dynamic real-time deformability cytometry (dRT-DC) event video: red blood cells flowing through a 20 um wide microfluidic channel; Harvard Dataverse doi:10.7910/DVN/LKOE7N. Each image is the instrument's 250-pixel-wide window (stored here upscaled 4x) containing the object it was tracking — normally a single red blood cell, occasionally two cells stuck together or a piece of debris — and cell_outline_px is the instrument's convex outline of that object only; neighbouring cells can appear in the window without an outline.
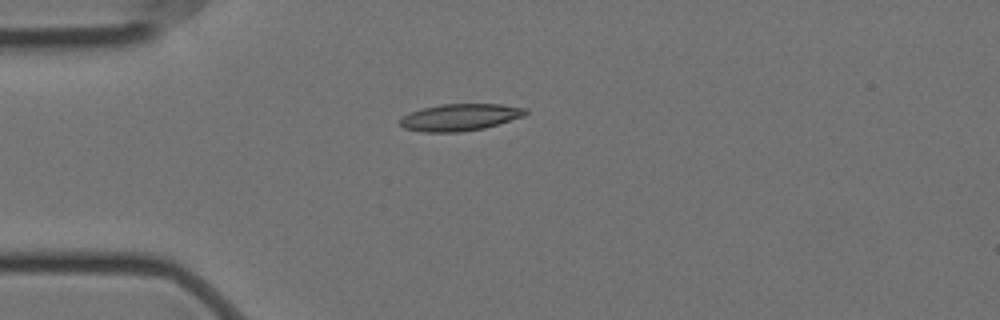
{"species": "Egyptian fruit bat (a non-hibernating species)", "species_latin": "Rousettus aegyptiacus", "temperature_condition": "cold", "stored_images_in_passage": 12, "camera_frame_rate_fps": 3000, "um_per_image_px": 0.085, "animal": {"sex": "female"}, "frame": {"image": 1, "passage_image": 1, "time_ms": 0.0, "image_size_px": [1000, 320], "cell_outline_px": [[528, 112], [524, 116], [484, 128], [460, 132], [424, 132], [404, 128], [400, 124], [400, 116], [408, 112], [420, 108], [440, 104], [500, 104], [528, 108]], "centroid_in_image_um": [39.07, 9.96], "position_along_channel_um": 45.9, "area_um2": 19.88}}
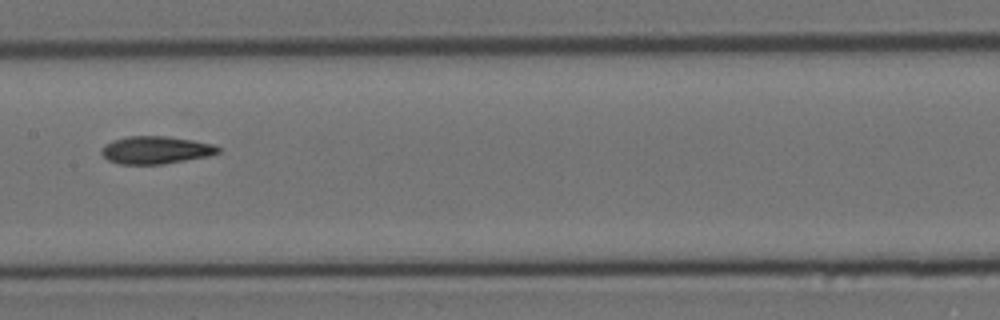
{"frame": {"image": 2, "passage_image": 5, "time_ms": 1.333, "image_size_px": [1000, 320], "cell_outline_px": [[220, 152], [208, 156], [164, 164], [120, 164], [108, 160], [100, 152], [104, 144], [112, 140], [128, 136], [168, 136], [192, 140], [212, 144], [220, 148]], "centroid_in_image_um": [13.22, 12.75], "position_along_channel_um": 194.2, "area_um2": 18.79}}
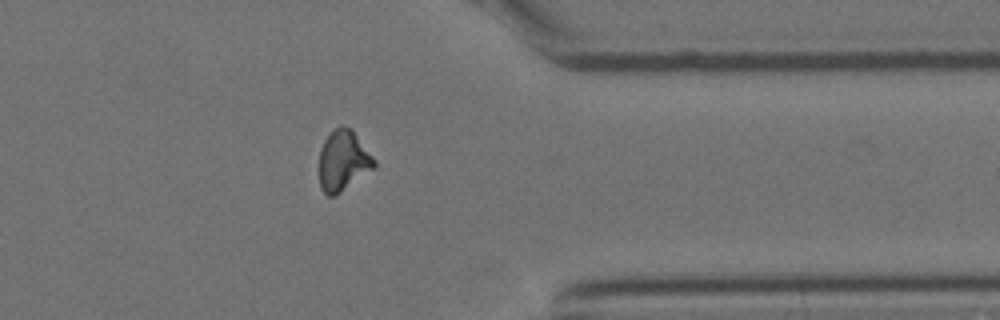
{"frame": {"image": 3, "passage_image": 10, "time_ms": 3.0, "image_size_px": [1000, 320], "cell_outline_px": [[376, 168], [340, 192], [332, 196], [328, 196], [320, 188], [320, 148], [324, 140], [332, 128], [344, 124], [352, 128], [376, 160]], "centroid_in_image_um": [29.19, 13.61], "position_along_channel_um": 382.2, "area_um2": 19.71}}